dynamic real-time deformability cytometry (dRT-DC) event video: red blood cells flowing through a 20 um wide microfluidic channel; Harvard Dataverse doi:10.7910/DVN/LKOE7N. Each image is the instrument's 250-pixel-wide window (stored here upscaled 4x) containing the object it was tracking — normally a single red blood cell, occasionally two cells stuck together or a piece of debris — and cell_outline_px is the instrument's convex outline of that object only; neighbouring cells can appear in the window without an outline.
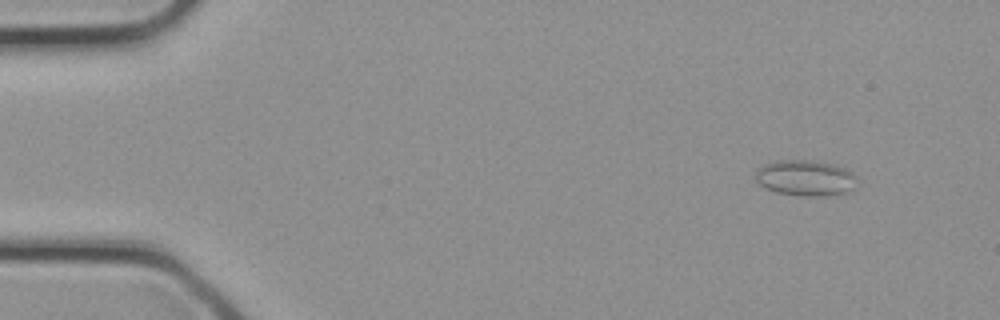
{"species": "common noctule bat (a hibernating species)", "species_latin": "Nyctalus noctula", "temperature_condition": "cold", "stored_images_in_passage": 31, "camera_frame_rate_fps": 3000, "um_per_image_px": 0.085, "animal": {"sex": "female", "body_mass_g": 21.9}, "frame": {"image": 1, "passage_image": 3, "time_ms": 0.667, "image_size_px": [1000, 320], "cell_outline_px": [[860, 184], [844, 192], [824, 196], [804, 196], [776, 192], [764, 188], [756, 180], [756, 168], [764, 164], [780, 160], [808, 160], [832, 164], [844, 168], [852, 172], [856, 176]], "centroid_in_image_um": [68.46, 15.13], "position_along_channel_um": 16.5, "area_um2": 21.21}}
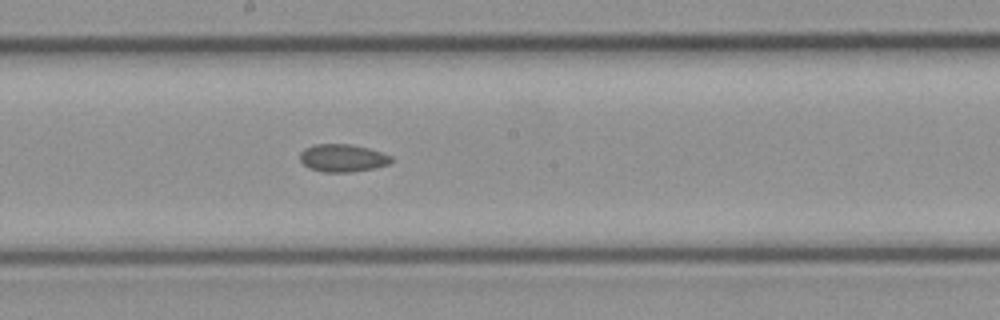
{"frame": {"image": 2, "passage_image": 17, "time_ms": 5.333, "image_size_px": [1000, 320], "cell_outline_px": [[392, 160], [388, 164], [372, 168], [352, 172], [324, 172], [308, 168], [300, 160], [300, 152], [304, 148], [316, 144], [352, 144], [368, 148], [392, 156]], "centroid_in_image_um": [29.09, 13.43], "position_along_channel_um": 219.1, "area_um2": 14.68}}
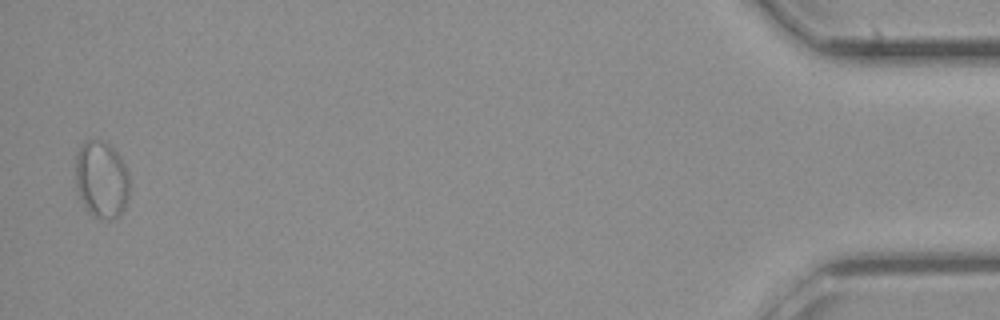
{"frame": {"image": 3, "passage_image": 31, "time_ms": 10.0, "image_size_px": [1000, 320], "cell_outline_px": [[128, 196], [124, 208], [120, 216], [112, 220], [100, 220], [92, 216], [84, 204], [80, 196], [76, 184], [76, 156], [80, 148], [88, 140], [100, 140], [108, 144], [120, 156], [128, 172]], "centroid_in_image_um": [8.64, 15.3], "position_along_channel_um": 426.6, "area_um2": 24.1}}